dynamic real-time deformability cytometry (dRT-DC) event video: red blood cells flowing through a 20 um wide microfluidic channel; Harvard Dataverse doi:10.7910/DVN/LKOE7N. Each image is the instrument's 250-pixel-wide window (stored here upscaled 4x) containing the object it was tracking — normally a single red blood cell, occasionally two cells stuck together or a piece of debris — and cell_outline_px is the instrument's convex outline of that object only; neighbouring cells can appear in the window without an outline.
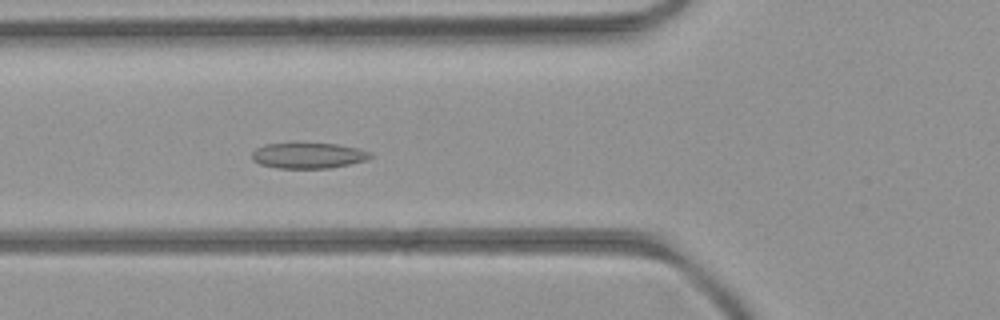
{"species": "common noctule bat (a hibernating species)", "species_latin": "Nyctalus noctula", "temperature_condition": "room temperature", "stored_images_in_passage": 44, "camera_frame_rate_fps": 3000, "um_per_image_px": 0.085, "animal": {"sex": "female", "body_mass_g": 21.9}, "frame": {"image": 1, "passage_image": 10, "time_ms": 3.0, "image_size_px": [1000, 320], "cell_outline_px": [[372, 156], [368, 160], [328, 168], [276, 168], [260, 164], [252, 160], [252, 152], [256, 148], [264, 144], [336, 144], [356, 148], [372, 152]], "centroid_in_image_um": [26.19, 13.23], "position_along_channel_um": 99.6, "area_um2": 17.51}}
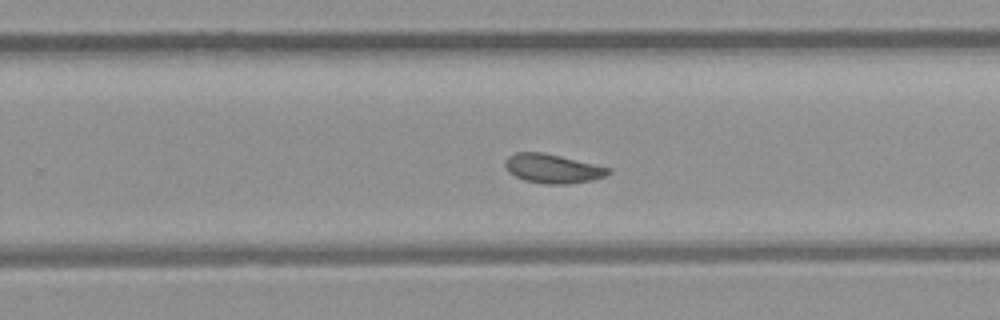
{"frame": {"image": 2, "passage_image": 24, "time_ms": 7.667, "image_size_px": [1000, 320], "cell_outline_px": [[612, 172], [604, 176], [592, 180], [568, 184], [544, 184], [524, 180], [508, 172], [504, 164], [508, 156], [516, 152], [544, 152], [612, 168]], "centroid_in_image_um": [46.98, 14.33], "position_along_channel_um": 282.8, "area_um2": 17.57}}
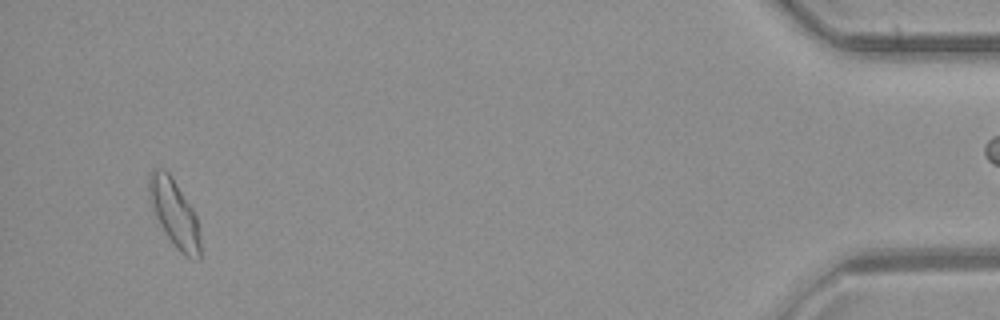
{"frame": {"image": 3, "passage_image": 41, "time_ms": 13.333, "image_size_px": [1000, 320], "cell_outline_px": [[200, 260], [196, 260], [180, 252], [176, 248], [160, 224], [156, 216], [152, 204], [148, 188], [148, 176], [152, 168], [164, 168], [172, 176], [192, 208], [196, 216], [200, 240]], "centroid_in_image_um": [14.82, 18.08], "position_along_channel_um": 420.4, "area_um2": 19.77}, "authors_computed_cell_mechanics": {"area_um2": 17.8024, "velocity_mm_per_s": 3.9226, "shape_relaxation_time_tau1_ms": null, "shape_relaxation_time_tau2_ms": 5.0344, "deformation_change_tau1": null, "deformation_change_tau2": 0.0986}}